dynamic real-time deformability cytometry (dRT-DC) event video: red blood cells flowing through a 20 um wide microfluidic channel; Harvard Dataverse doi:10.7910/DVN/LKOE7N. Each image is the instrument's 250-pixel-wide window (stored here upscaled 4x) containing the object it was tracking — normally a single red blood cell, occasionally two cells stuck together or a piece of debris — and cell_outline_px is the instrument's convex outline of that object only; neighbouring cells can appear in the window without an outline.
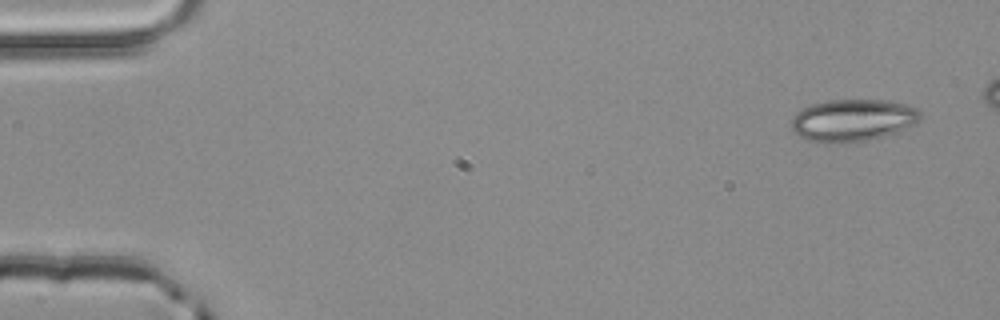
{"species": "common noctule bat (a hibernating species)", "species_latin": "Nyctalus noctula", "temperature_condition": "room temperature", "stored_images_in_passage": 4, "camera_frame_rate_fps": 3000, "um_per_image_px": 0.085, "animal": {"sex": "male", "body_mass_g": 20.4}, "frame": {"image": 1, "passage_image": 1, "time_ms": 0.0, "image_size_px": [1000, 320], "cell_outline_px": [[924, 116], [916, 124], [880, 136], [864, 140], [808, 140], [792, 132], [792, 116], [800, 108], [812, 104], [828, 100], [884, 100], [908, 104], [916, 108]], "centroid_in_image_um": [72.5, 10.15], "position_along_channel_um": 12.5, "area_um2": 30.87}}